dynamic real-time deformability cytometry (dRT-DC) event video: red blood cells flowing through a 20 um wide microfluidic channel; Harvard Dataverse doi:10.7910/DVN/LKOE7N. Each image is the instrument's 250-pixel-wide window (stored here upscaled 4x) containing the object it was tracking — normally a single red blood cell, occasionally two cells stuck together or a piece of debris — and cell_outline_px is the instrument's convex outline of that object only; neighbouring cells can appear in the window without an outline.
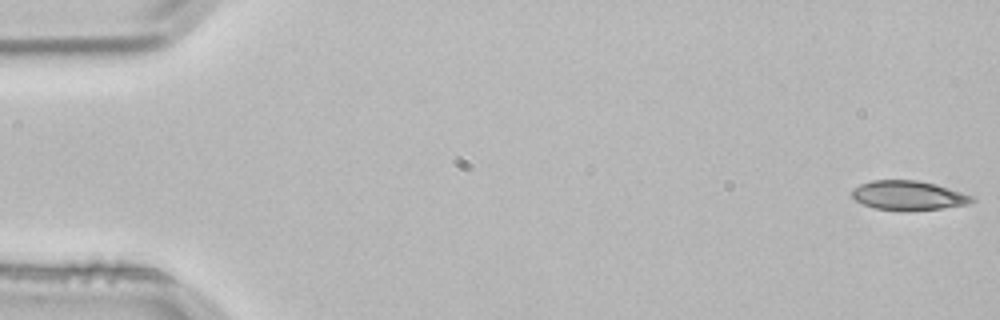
{"species": "common noctule bat (a hibernating species)", "species_latin": "Nyctalus noctula", "temperature_condition": "room temperature", "stored_images_in_passage": 2, "camera_frame_rate_fps": 3000, "um_per_image_px": 0.085, "animal": {"sex": "male", "body_mass_g": 21.5, "forearm_length_mm": 52.0}, "frame": {"image": 1, "passage_image": 1, "time_ms": 0.0, "image_size_px": [1000, 320], "cell_outline_px": [[976, 200], [968, 204], [944, 208], [908, 212], [900, 212], [872, 208], [856, 200], [852, 196], [852, 188], [860, 184], [872, 180], [916, 180], [936, 184], [976, 196]], "centroid_in_image_um": [77.24, 16.63], "position_along_channel_um": 7.8, "area_um2": 21.1}}